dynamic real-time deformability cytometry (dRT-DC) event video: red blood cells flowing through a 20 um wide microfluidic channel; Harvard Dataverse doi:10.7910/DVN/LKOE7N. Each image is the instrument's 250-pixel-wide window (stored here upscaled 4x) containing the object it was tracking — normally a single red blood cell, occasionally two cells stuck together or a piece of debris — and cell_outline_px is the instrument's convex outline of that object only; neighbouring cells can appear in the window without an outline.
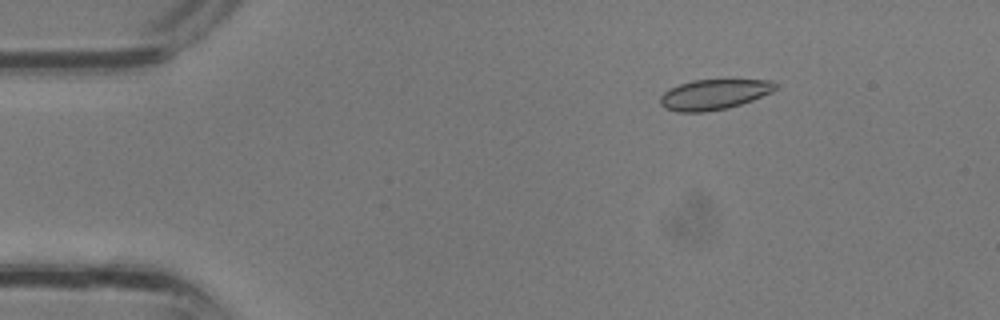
{"species": "common noctule bat (a hibernating species)", "species_latin": "Nyctalus noctula", "temperature_condition": "room temperature", "stored_images_in_passage": 35, "segment_of_instrument_passage": [1, 2], "camera_frame_rate_fps": 3000, "um_per_image_px": 0.085, "animal": {"sex": "male", "body_mass_g": 13.3}, "frame": {"image": 1, "passage_image": 5, "time_ms": 1.333, "image_size_px": [1000, 320], "cell_outline_px": [[776, 88], [772, 92], [752, 100], [728, 108], [704, 112], [680, 112], [664, 108], [660, 104], [660, 96], [668, 88], [692, 80], [772, 80], [776, 84]], "centroid_in_image_um": [60.66, 8.03], "position_along_channel_um": 24.3, "area_um2": 20.29}}
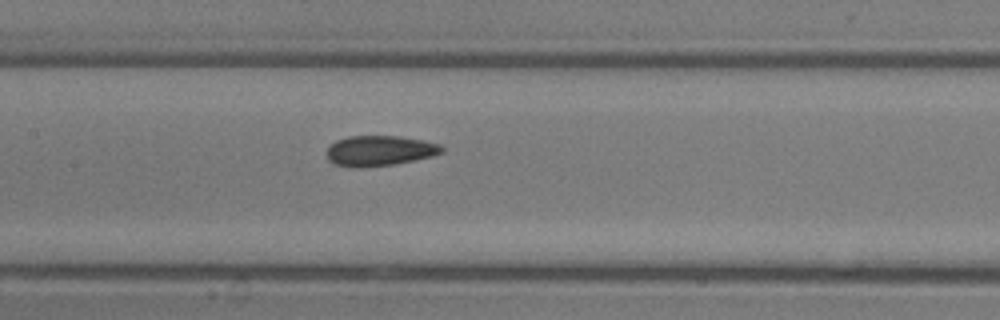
{"frame": {"image": 2, "passage_image": 16, "time_ms": 5.0, "image_size_px": [1000, 320], "cell_outline_px": [[444, 152], [432, 156], [392, 164], [360, 168], [352, 168], [332, 164], [328, 160], [328, 148], [336, 140], [348, 136], [400, 136], [424, 140], [440, 144], [444, 148]], "centroid_in_image_um": [32.26, 12.81], "position_along_channel_um": 175.1, "area_um2": 20.4}}
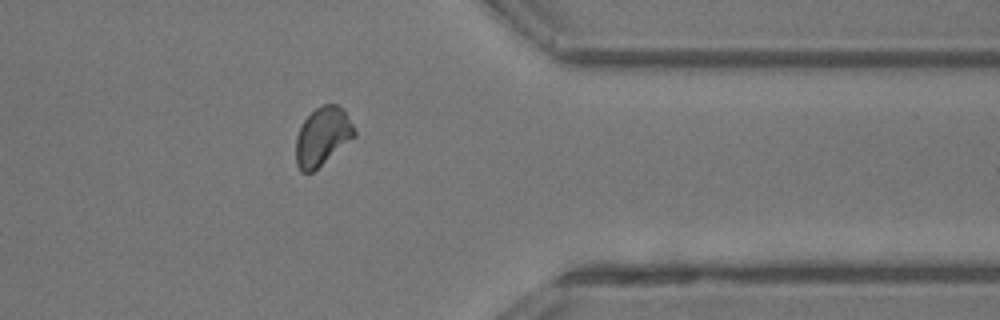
{"frame": {"image": 3, "passage_image": 27, "time_ms": 8.667, "image_size_px": [1000, 320], "cell_outline_px": [[356, 136], [312, 172], [300, 172], [296, 164], [296, 136], [304, 120], [316, 108], [324, 104], [336, 104], [344, 112], [352, 124], [356, 132]], "centroid_in_image_um": [27.39, 11.61], "position_along_channel_um": 384.0, "area_um2": 19.54}}